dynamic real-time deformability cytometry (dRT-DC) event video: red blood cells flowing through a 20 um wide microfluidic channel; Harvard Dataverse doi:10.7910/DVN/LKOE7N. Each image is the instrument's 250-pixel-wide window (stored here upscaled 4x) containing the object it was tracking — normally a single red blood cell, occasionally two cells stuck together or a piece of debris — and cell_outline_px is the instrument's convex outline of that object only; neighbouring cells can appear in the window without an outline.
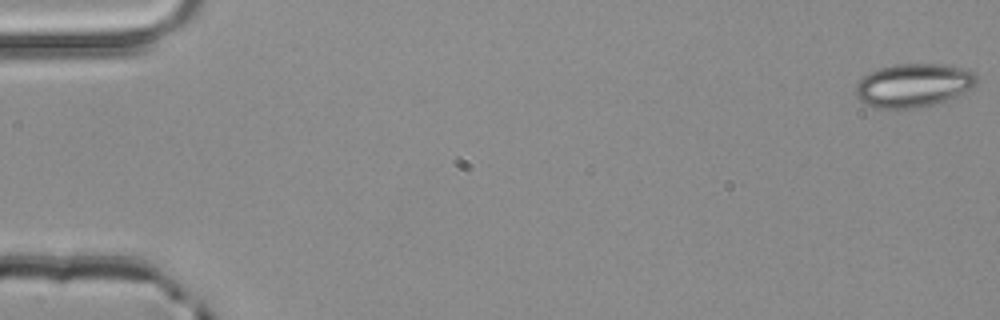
{"species": "common noctule bat (a hibernating species)", "species_latin": "Nyctalus noctula", "temperature_condition": "room temperature", "stored_images_in_passage": 3, "camera_frame_rate_fps": 3000, "um_per_image_px": 0.085, "animal": {"sex": "male", "body_mass_g": 20.4}, "frame": {"image": 1, "passage_image": 1, "time_ms": 0.0, "image_size_px": [1000, 320], "cell_outline_px": [[976, 84], [972, 88], [944, 100], [932, 104], [912, 108], [876, 108], [860, 100], [856, 96], [856, 84], [868, 72], [880, 68], [896, 64], [944, 64], [960, 68], [972, 72], [976, 76]], "centroid_in_image_um": [77.6, 7.24], "position_along_channel_um": 7.4, "area_um2": 30.11}}